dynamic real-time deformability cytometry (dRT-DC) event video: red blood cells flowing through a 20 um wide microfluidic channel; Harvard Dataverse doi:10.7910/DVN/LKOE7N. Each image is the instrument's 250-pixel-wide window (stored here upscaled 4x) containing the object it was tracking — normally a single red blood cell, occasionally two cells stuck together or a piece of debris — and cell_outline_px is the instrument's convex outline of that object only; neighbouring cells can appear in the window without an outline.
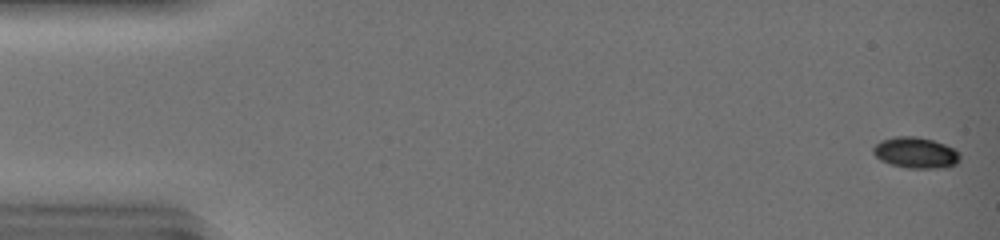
{"species": "common noctule bat (a hibernating species)", "species_latin": "Nyctalus noctula", "temperature_condition": "warm", "stored_images_in_passage": 41, "camera_frame_rate_fps": 3000, "um_per_image_px": 0.085, "animal": {"sex": "female", "body_mass_g": 19.0, "forearm_length_mm": 51.5}, "frame": {"image": 1, "passage_image": 2, "time_ms": 0.333, "image_size_px": [1000, 240], "cell_outline_px": [[960, 160], [956, 164], [948, 168], [908, 168], [892, 164], [880, 160], [872, 152], [872, 148], [880, 140], [896, 136], [916, 136], [932, 140], [944, 144], [960, 152]], "centroid_in_image_um": [77.84, 12.98], "position_along_channel_um": 7.2, "area_um2": 15.78}}
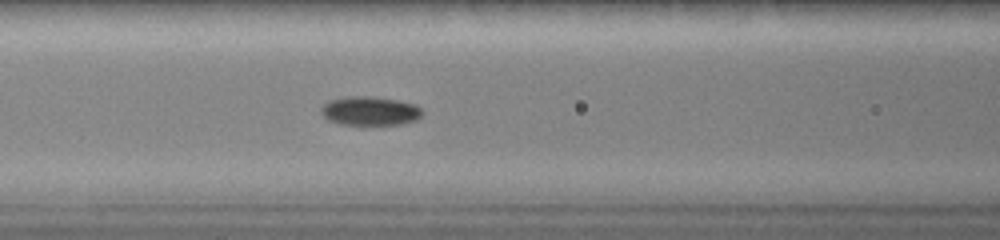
{"frame": {"image": 2, "passage_image": 22, "time_ms": 7.0, "image_size_px": [1000, 240], "cell_outline_px": [[424, 112], [416, 120], [400, 124], [360, 128], [340, 124], [328, 120], [320, 112], [320, 108], [328, 100], [348, 96], [372, 96], [400, 100], [416, 104]], "centroid_in_image_um": [31.43, 9.47], "position_along_channel_um": 135.2, "area_um2": 18.03}}
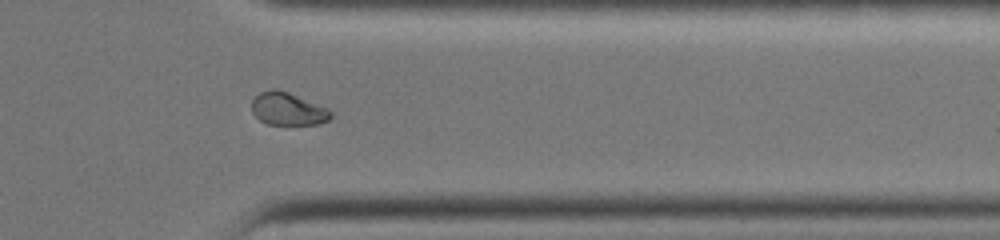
{"frame": {"image": 3, "passage_image": 40, "time_ms": 13.0, "image_size_px": [1000, 240], "cell_outline_px": [[332, 116], [328, 120], [316, 124], [268, 124], [260, 120], [252, 112], [252, 100], [260, 92], [272, 88], [276, 88], [288, 92], [328, 108], [332, 112]], "centroid_in_image_um": [24.46, 9.24], "position_along_channel_um": 386.9, "area_um2": 14.97}}